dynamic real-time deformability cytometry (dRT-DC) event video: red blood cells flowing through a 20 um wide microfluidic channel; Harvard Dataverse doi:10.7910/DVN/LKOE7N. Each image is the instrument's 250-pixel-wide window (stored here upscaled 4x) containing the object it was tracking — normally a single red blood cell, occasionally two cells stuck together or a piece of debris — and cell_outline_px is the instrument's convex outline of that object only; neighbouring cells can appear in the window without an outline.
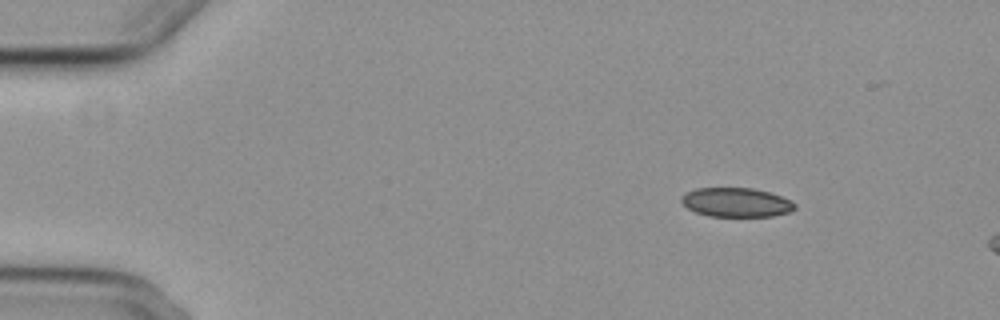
{"species": "common noctule bat (a hibernating species)", "species_latin": "Nyctalus noctula", "temperature_condition": "cold", "stored_images_in_passage": 4, "camera_frame_rate_fps": 3000, "um_per_image_px": 0.085, "animal": {"sex": "female", "body_mass_g": 29.2, "forearm_length_mm": 56.3}, "frame": {"image": 1, "passage_image": 2, "time_ms": 1.333, "image_size_px": [1000, 320], "cell_outline_px": [[796, 208], [792, 212], [772, 216], [708, 216], [696, 212], [688, 208], [680, 200], [680, 196], [696, 188], [752, 188], [768, 192], [792, 200], [796, 204]], "centroid_in_image_um": [62.61, 17.2], "position_along_channel_um": 22.4, "area_um2": 19.31}}